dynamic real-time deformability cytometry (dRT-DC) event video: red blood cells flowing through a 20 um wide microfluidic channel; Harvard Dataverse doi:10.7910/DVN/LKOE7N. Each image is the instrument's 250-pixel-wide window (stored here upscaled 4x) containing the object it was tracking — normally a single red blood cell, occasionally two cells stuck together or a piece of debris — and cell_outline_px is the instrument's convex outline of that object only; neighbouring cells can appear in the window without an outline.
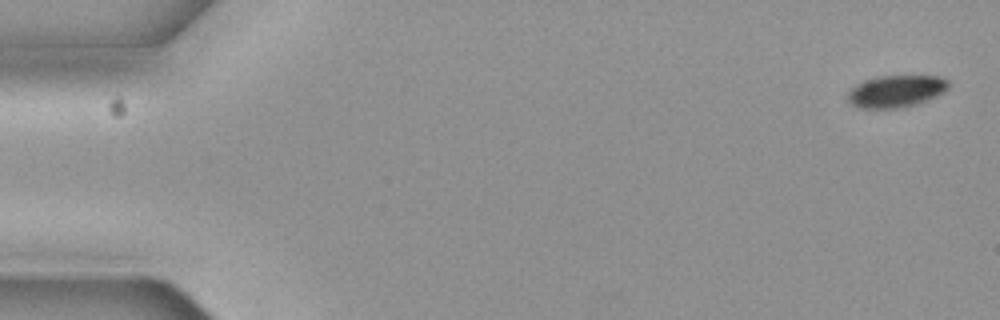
{"species": "common noctule bat (a hibernating species)", "species_latin": "Nyctalus noctula", "temperature_condition": "cold", "stored_images_in_passage": 5, "segment_of_instrument_passage": [2, 2], "camera_frame_rate_fps": 3000, "um_per_image_px": 0.085, "animal": {"sex": "female", "body_mass_g": 19.3, "forearm_length_mm": 54.1}, "frame": {"image": 1, "passage_image": 5, "time_ms": 1.333, "image_size_px": [1000, 320], "cell_outline_px": [[948, 88], [944, 92], [936, 96], [912, 104], [896, 108], [860, 108], [852, 104], [848, 100], [848, 92], [856, 84], [864, 80], [876, 76], [940, 76], [948, 80]], "centroid_in_image_um": [76.14, 7.73], "position_along_channel_um": 8.9, "area_um2": 18.55}}